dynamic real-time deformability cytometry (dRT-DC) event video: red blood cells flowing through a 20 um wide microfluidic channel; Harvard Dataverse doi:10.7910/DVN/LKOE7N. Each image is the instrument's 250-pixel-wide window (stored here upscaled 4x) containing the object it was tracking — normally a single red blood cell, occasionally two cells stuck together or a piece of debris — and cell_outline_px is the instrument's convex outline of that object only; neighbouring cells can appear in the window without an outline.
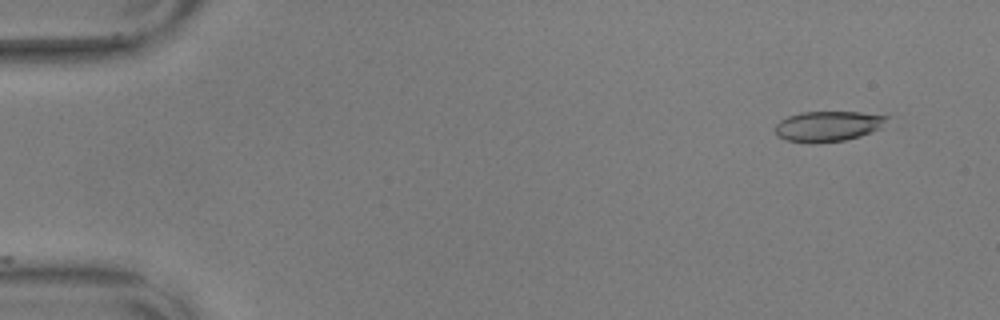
{"species": "common noctule bat (a hibernating species)", "species_latin": "Nyctalus noctula", "temperature_condition": "warm", "stored_images_in_passage": 10, "camera_frame_rate_fps": 3000, "um_per_image_px": 0.085, "animal": {"sex": "male", "body_mass_g": 17.9, "forearm_length_mm": 54.2}, "frame": {"image": 1, "passage_image": 1, "time_ms": 0.0, "image_size_px": [1000, 320], "cell_outline_px": [[888, 116], [880, 128], [860, 136], [844, 140], [816, 144], [812, 144], [784, 140], [776, 136], [776, 124], [780, 120], [788, 116], [800, 112], [860, 112]], "centroid_in_image_um": [70.31, 10.74], "position_along_channel_um": 14.7, "area_um2": 19.83}}